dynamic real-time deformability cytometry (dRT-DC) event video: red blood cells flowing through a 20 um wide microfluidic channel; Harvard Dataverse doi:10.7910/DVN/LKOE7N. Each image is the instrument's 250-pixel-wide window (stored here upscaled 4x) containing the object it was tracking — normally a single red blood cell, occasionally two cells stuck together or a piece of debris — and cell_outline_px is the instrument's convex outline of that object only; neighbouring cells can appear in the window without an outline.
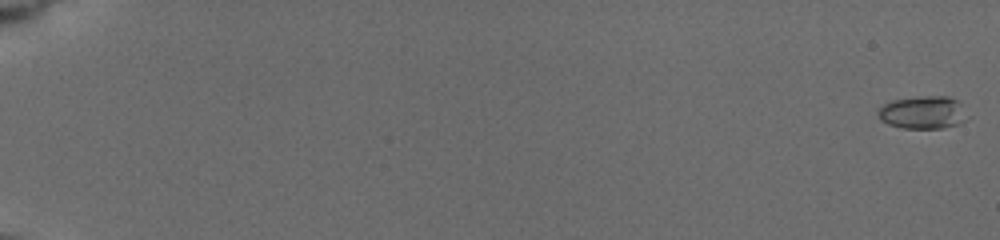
{"species": "common noctule bat (a hibernating species)", "species_latin": "Nyctalus noctula", "temperature_condition": "cold", "stored_images_in_passage": 67, "camera_frame_rate_fps": 3000, "um_per_image_px": 0.085, "animal": {"sex": "female", "body_mass_g": 19.5, "forearm_length_mm": 54.1}, "frame": {"image": 1, "passage_image": 1, "time_ms": 0.0, "image_size_px": [1000, 240], "cell_outline_px": [[972, 116], [956, 124], [944, 128], [904, 128], [888, 124], [880, 120], [880, 108], [884, 104], [892, 100], [920, 96], [948, 96], [956, 100]], "centroid_in_image_um": [78.51, 9.55], "position_along_channel_um": 6.5, "area_um2": 17.05}}
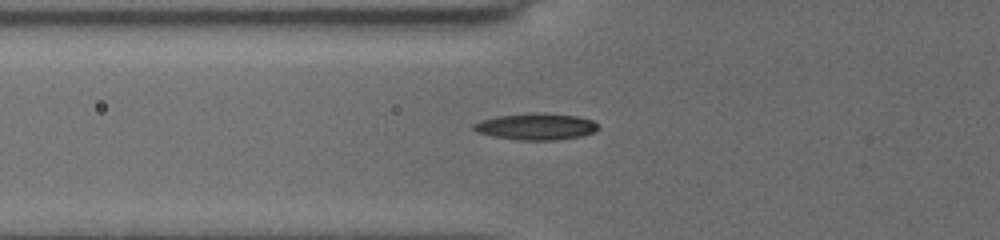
{"frame": {"image": 2, "passage_image": 54, "time_ms": 7.667, "image_size_px": [1000, 240], "cell_outline_px": [[600, 128], [584, 136], [556, 140], [516, 140], [492, 136], [476, 132], [472, 128], [472, 124], [480, 120], [496, 116], [528, 112], [544, 112], [576, 116], [592, 120], [600, 124]], "centroid_in_image_um": [45.55, 10.75], "position_along_channel_um": 80.2, "area_um2": 19.77}}
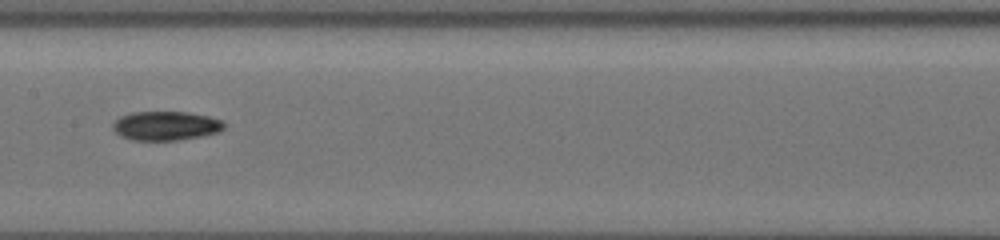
{"frame": {"image": 3, "passage_image": 66, "time_ms": 10.667, "image_size_px": [1000, 240], "cell_outline_px": [[224, 128], [220, 132], [204, 136], [180, 140], [132, 140], [120, 136], [112, 128], [112, 124], [120, 116], [132, 112], [184, 112], [208, 116], [224, 120]], "centroid_in_image_um": [14.11, 10.7], "position_along_channel_um": 193.3, "area_um2": 19.02}}